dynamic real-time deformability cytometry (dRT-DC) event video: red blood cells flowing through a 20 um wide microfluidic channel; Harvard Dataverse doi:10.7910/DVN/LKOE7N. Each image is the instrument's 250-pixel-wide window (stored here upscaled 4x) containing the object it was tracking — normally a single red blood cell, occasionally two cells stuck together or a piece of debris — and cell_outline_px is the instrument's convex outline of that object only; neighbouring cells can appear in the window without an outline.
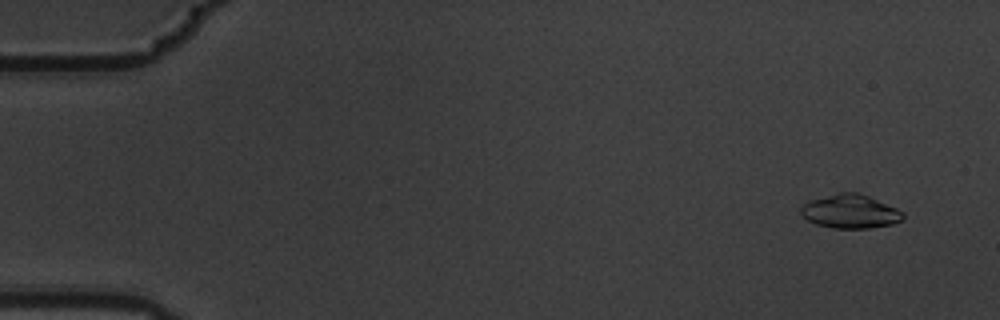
{"species": "common noctule bat (a hibernating species)", "species_latin": "Nyctalus noctula", "temperature_condition": "warm", "stored_images_in_passage": 6, "segment_of_instrument_passage": [2, 2], "camera_frame_rate_fps": 3000, "um_per_image_px": 0.085, "animal": {"sex": "male", "body_mass_g": 19.5, "forearm_length_mm": 54.6}, "frame": {"image": 1, "passage_image": 6, "time_ms": 1.667, "image_size_px": [1000, 320], "cell_outline_px": [[904, 220], [892, 224], [868, 228], [832, 228], [816, 224], [808, 220], [800, 212], [800, 208], [804, 204], [812, 200], [840, 192], [856, 192], [868, 196], [896, 208], [904, 212]], "centroid_in_image_um": [72.3, 17.98], "position_along_channel_um": 12.7, "area_um2": 19.88}}